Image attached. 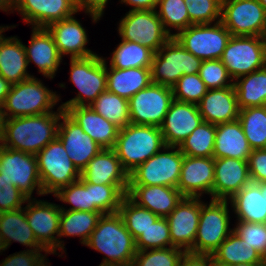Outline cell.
I'll use <instances>...</instances> for the list:
<instances>
[{
	"mask_svg": "<svg viewBox=\"0 0 266 266\" xmlns=\"http://www.w3.org/2000/svg\"><path fill=\"white\" fill-rule=\"evenodd\" d=\"M56 112L6 119L1 146L36 155L58 136L61 114Z\"/></svg>",
	"mask_w": 266,
	"mask_h": 266,
	"instance_id": "cell-1",
	"label": "cell"
},
{
	"mask_svg": "<svg viewBox=\"0 0 266 266\" xmlns=\"http://www.w3.org/2000/svg\"><path fill=\"white\" fill-rule=\"evenodd\" d=\"M84 245L107 256L102 266H131L137 253L135 239L118 213L102 215Z\"/></svg>",
	"mask_w": 266,
	"mask_h": 266,
	"instance_id": "cell-2",
	"label": "cell"
},
{
	"mask_svg": "<svg viewBox=\"0 0 266 266\" xmlns=\"http://www.w3.org/2000/svg\"><path fill=\"white\" fill-rule=\"evenodd\" d=\"M165 146L160 127L129 123L119 129L113 148L123 168L132 172Z\"/></svg>",
	"mask_w": 266,
	"mask_h": 266,
	"instance_id": "cell-3",
	"label": "cell"
},
{
	"mask_svg": "<svg viewBox=\"0 0 266 266\" xmlns=\"http://www.w3.org/2000/svg\"><path fill=\"white\" fill-rule=\"evenodd\" d=\"M61 98L36 77L13 84L3 103L6 119L54 112Z\"/></svg>",
	"mask_w": 266,
	"mask_h": 266,
	"instance_id": "cell-4",
	"label": "cell"
},
{
	"mask_svg": "<svg viewBox=\"0 0 266 266\" xmlns=\"http://www.w3.org/2000/svg\"><path fill=\"white\" fill-rule=\"evenodd\" d=\"M107 66L106 59L98 54L70 59V81L79 93L60 107L66 111L69 107L91 105L107 90Z\"/></svg>",
	"mask_w": 266,
	"mask_h": 266,
	"instance_id": "cell-5",
	"label": "cell"
},
{
	"mask_svg": "<svg viewBox=\"0 0 266 266\" xmlns=\"http://www.w3.org/2000/svg\"><path fill=\"white\" fill-rule=\"evenodd\" d=\"M201 64L200 58L171 37L153 55L150 68L152 83L172 88L183 75L199 73Z\"/></svg>",
	"mask_w": 266,
	"mask_h": 266,
	"instance_id": "cell-6",
	"label": "cell"
},
{
	"mask_svg": "<svg viewBox=\"0 0 266 266\" xmlns=\"http://www.w3.org/2000/svg\"><path fill=\"white\" fill-rule=\"evenodd\" d=\"M38 173L44 195L54 194L81 178L62 142L56 138L36 154Z\"/></svg>",
	"mask_w": 266,
	"mask_h": 266,
	"instance_id": "cell-7",
	"label": "cell"
},
{
	"mask_svg": "<svg viewBox=\"0 0 266 266\" xmlns=\"http://www.w3.org/2000/svg\"><path fill=\"white\" fill-rule=\"evenodd\" d=\"M228 200L211 199L209 204L201 201V211L194 245L189 251L196 254H210L233 232L229 228Z\"/></svg>",
	"mask_w": 266,
	"mask_h": 266,
	"instance_id": "cell-8",
	"label": "cell"
},
{
	"mask_svg": "<svg viewBox=\"0 0 266 266\" xmlns=\"http://www.w3.org/2000/svg\"><path fill=\"white\" fill-rule=\"evenodd\" d=\"M129 173V185L176 187L179 183L184 154L178 146H164ZM162 151V152H161Z\"/></svg>",
	"mask_w": 266,
	"mask_h": 266,
	"instance_id": "cell-9",
	"label": "cell"
},
{
	"mask_svg": "<svg viewBox=\"0 0 266 266\" xmlns=\"http://www.w3.org/2000/svg\"><path fill=\"white\" fill-rule=\"evenodd\" d=\"M220 60L234 81L264 68L266 62L263 37L231 36Z\"/></svg>",
	"mask_w": 266,
	"mask_h": 266,
	"instance_id": "cell-10",
	"label": "cell"
},
{
	"mask_svg": "<svg viewBox=\"0 0 266 266\" xmlns=\"http://www.w3.org/2000/svg\"><path fill=\"white\" fill-rule=\"evenodd\" d=\"M232 34L221 21L211 24H192L174 38L190 53L204 60L220 59Z\"/></svg>",
	"mask_w": 266,
	"mask_h": 266,
	"instance_id": "cell-11",
	"label": "cell"
},
{
	"mask_svg": "<svg viewBox=\"0 0 266 266\" xmlns=\"http://www.w3.org/2000/svg\"><path fill=\"white\" fill-rule=\"evenodd\" d=\"M118 32L122 40L139 42L154 53L171 38L156 10H129L120 20Z\"/></svg>",
	"mask_w": 266,
	"mask_h": 266,
	"instance_id": "cell-12",
	"label": "cell"
},
{
	"mask_svg": "<svg viewBox=\"0 0 266 266\" xmlns=\"http://www.w3.org/2000/svg\"><path fill=\"white\" fill-rule=\"evenodd\" d=\"M221 22L232 36L263 37L266 10L259 0H222Z\"/></svg>",
	"mask_w": 266,
	"mask_h": 266,
	"instance_id": "cell-13",
	"label": "cell"
},
{
	"mask_svg": "<svg viewBox=\"0 0 266 266\" xmlns=\"http://www.w3.org/2000/svg\"><path fill=\"white\" fill-rule=\"evenodd\" d=\"M0 175L17 187L28 199L36 189L44 195L36 155L0 145Z\"/></svg>",
	"mask_w": 266,
	"mask_h": 266,
	"instance_id": "cell-14",
	"label": "cell"
},
{
	"mask_svg": "<svg viewBox=\"0 0 266 266\" xmlns=\"http://www.w3.org/2000/svg\"><path fill=\"white\" fill-rule=\"evenodd\" d=\"M173 100L172 88L151 83L129 99L130 123L160 127Z\"/></svg>",
	"mask_w": 266,
	"mask_h": 266,
	"instance_id": "cell-15",
	"label": "cell"
},
{
	"mask_svg": "<svg viewBox=\"0 0 266 266\" xmlns=\"http://www.w3.org/2000/svg\"><path fill=\"white\" fill-rule=\"evenodd\" d=\"M26 203V218L37 242L49 254H56L62 211L60 205L35 198L27 199Z\"/></svg>",
	"mask_w": 266,
	"mask_h": 266,
	"instance_id": "cell-16",
	"label": "cell"
},
{
	"mask_svg": "<svg viewBox=\"0 0 266 266\" xmlns=\"http://www.w3.org/2000/svg\"><path fill=\"white\" fill-rule=\"evenodd\" d=\"M201 198L183 197L176 208L166 217L171 243L185 252L194 245L199 225Z\"/></svg>",
	"mask_w": 266,
	"mask_h": 266,
	"instance_id": "cell-17",
	"label": "cell"
},
{
	"mask_svg": "<svg viewBox=\"0 0 266 266\" xmlns=\"http://www.w3.org/2000/svg\"><path fill=\"white\" fill-rule=\"evenodd\" d=\"M12 10H17L32 28H47L78 12L75 0H14Z\"/></svg>",
	"mask_w": 266,
	"mask_h": 266,
	"instance_id": "cell-18",
	"label": "cell"
},
{
	"mask_svg": "<svg viewBox=\"0 0 266 266\" xmlns=\"http://www.w3.org/2000/svg\"><path fill=\"white\" fill-rule=\"evenodd\" d=\"M57 138L67 155L81 172L102 149L65 111L61 114Z\"/></svg>",
	"mask_w": 266,
	"mask_h": 266,
	"instance_id": "cell-19",
	"label": "cell"
},
{
	"mask_svg": "<svg viewBox=\"0 0 266 266\" xmlns=\"http://www.w3.org/2000/svg\"><path fill=\"white\" fill-rule=\"evenodd\" d=\"M203 122L198 105L173 100L160 126L166 146H179Z\"/></svg>",
	"mask_w": 266,
	"mask_h": 266,
	"instance_id": "cell-20",
	"label": "cell"
},
{
	"mask_svg": "<svg viewBox=\"0 0 266 266\" xmlns=\"http://www.w3.org/2000/svg\"><path fill=\"white\" fill-rule=\"evenodd\" d=\"M214 157L184 155L177 189L184 197H202L203 193L213 199Z\"/></svg>",
	"mask_w": 266,
	"mask_h": 266,
	"instance_id": "cell-21",
	"label": "cell"
},
{
	"mask_svg": "<svg viewBox=\"0 0 266 266\" xmlns=\"http://www.w3.org/2000/svg\"><path fill=\"white\" fill-rule=\"evenodd\" d=\"M250 182L248 160L214 158L213 199L230 200Z\"/></svg>",
	"mask_w": 266,
	"mask_h": 266,
	"instance_id": "cell-22",
	"label": "cell"
},
{
	"mask_svg": "<svg viewBox=\"0 0 266 266\" xmlns=\"http://www.w3.org/2000/svg\"><path fill=\"white\" fill-rule=\"evenodd\" d=\"M47 30L53 36L61 57L70 54V59H75L96 54L86 47L88 43L86 30L75 15L50 24Z\"/></svg>",
	"mask_w": 266,
	"mask_h": 266,
	"instance_id": "cell-23",
	"label": "cell"
},
{
	"mask_svg": "<svg viewBox=\"0 0 266 266\" xmlns=\"http://www.w3.org/2000/svg\"><path fill=\"white\" fill-rule=\"evenodd\" d=\"M127 196L138 206L166 218L183 199L176 187L129 185Z\"/></svg>",
	"mask_w": 266,
	"mask_h": 266,
	"instance_id": "cell-24",
	"label": "cell"
},
{
	"mask_svg": "<svg viewBox=\"0 0 266 266\" xmlns=\"http://www.w3.org/2000/svg\"><path fill=\"white\" fill-rule=\"evenodd\" d=\"M81 177L95 185H129V173L113 148L101 149L81 171Z\"/></svg>",
	"mask_w": 266,
	"mask_h": 266,
	"instance_id": "cell-25",
	"label": "cell"
},
{
	"mask_svg": "<svg viewBox=\"0 0 266 266\" xmlns=\"http://www.w3.org/2000/svg\"><path fill=\"white\" fill-rule=\"evenodd\" d=\"M198 108L204 122L217 125L237 120L240 109L234 85L207 90Z\"/></svg>",
	"mask_w": 266,
	"mask_h": 266,
	"instance_id": "cell-26",
	"label": "cell"
},
{
	"mask_svg": "<svg viewBox=\"0 0 266 266\" xmlns=\"http://www.w3.org/2000/svg\"><path fill=\"white\" fill-rule=\"evenodd\" d=\"M31 35L29 47L24 45L28 65L34 62L44 77L53 79L62 62L53 36L47 28L38 27H33Z\"/></svg>",
	"mask_w": 266,
	"mask_h": 266,
	"instance_id": "cell-27",
	"label": "cell"
},
{
	"mask_svg": "<svg viewBox=\"0 0 266 266\" xmlns=\"http://www.w3.org/2000/svg\"><path fill=\"white\" fill-rule=\"evenodd\" d=\"M15 27L2 26L0 28V76L12 85L33 77L27 73L29 65L24 44L16 36L6 38L2 34L9 28Z\"/></svg>",
	"mask_w": 266,
	"mask_h": 266,
	"instance_id": "cell-28",
	"label": "cell"
},
{
	"mask_svg": "<svg viewBox=\"0 0 266 266\" xmlns=\"http://www.w3.org/2000/svg\"><path fill=\"white\" fill-rule=\"evenodd\" d=\"M102 149L115 147L119 127L95 112L91 106L69 107L65 111Z\"/></svg>",
	"mask_w": 266,
	"mask_h": 266,
	"instance_id": "cell-29",
	"label": "cell"
},
{
	"mask_svg": "<svg viewBox=\"0 0 266 266\" xmlns=\"http://www.w3.org/2000/svg\"><path fill=\"white\" fill-rule=\"evenodd\" d=\"M229 202L237 220L266 223V182H250Z\"/></svg>",
	"mask_w": 266,
	"mask_h": 266,
	"instance_id": "cell-30",
	"label": "cell"
},
{
	"mask_svg": "<svg viewBox=\"0 0 266 266\" xmlns=\"http://www.w3.org/2000/svg\"><path fill=\"white\" fill-rule=\"evenodd\" d=\"M251 151L252 149L238 119L216 125L214 158L227 157L248 160Z\"/></svg>",
	"mask_w": 266,
	"mask_h": 266,
	"instance_id": "cell-31",
	"label": "cell"
},
{
	"mask_svg": "<svg viewBox=\"0 0 266 266\" xmlns=\"http://www.w3.org/2000/svg\"><path fill=\"white\" fill-rule=\"evenodd\" d=\"M0 235L6 247L13 242L29 246L31 250H45L36 240L26 218V206L13 211L0 213Z\"/></svg>",
	"mask_w": 266,
	"mask_h": 266,
	"instance_id": "cell-32",
	"label": "cell"
},
{
	"mask_svg": "<svg viewBox=\"0 0 266 266\" xmlns=\"http://www.w3.org/2000/svg\"><path fill=\"white\" fill-rule=\"evenodd\" d=\"M152 83L150 68L107 67V91L129 100Z\"/></svg>",
	"mask_w": 266,
	"mask_h": 266,
	"instance_id": "cell-33",
	"label": "cell"
},
{
	"mask_svg": "<svg viewBox=\"0 0 266 266\" xmlns=\"http://www.w3.org/2000/svg\"><path fill=\"white\" fill-rule=\"evenodd\" d=\"M102 215V212L62 210L58 234V250L62 251L61 254L65 252L64 241L60 240L62 236H78L84 245Z\"/></svg>",
	"mask_w": 266,
	"mask_h": 266,
	"instance_id": "cell-34",
	"label": "cell"
},
{
	"mask_svg": "<svg viewBox=\"0 0 266 266\" xmlns=\"http://www.w3.org/2000/svg\"><path fill=\"white\" fill-rule=\"evenodd\" d=\"M211 256L218 263L228 266L238 263L260 264L265 260L255 248L242 240L234 231Z\"/></svg>",
	"mask_w": 266,
	"mask_h": 266,
	"instance_id": "cell-35",
	"label": "cell"
},
{
	"mask_svg": "<svg viewBox=\"0 0 266 266\" xmlns=\"http://www.w3.org/2000/svg\"><path fill=\"white\" fill-rule=\"evenodd\" d=\"M239 109L266 105V66L234 81Z\"/></svg>",
	"mask_w": 266,
	"mask_h": 266,
	"instance_id": "cell-36",
	"label": "cell"
},
{
	"mask_svg": "<svg viewBox=\"0 0 266 266\" xmlns=\"http://www.w3.org/2000/svg\"><path fill=\"white\" fill-rule=\"evenodd\" d=\"M154 52L139 42L122 40L112 52L111 68H151Z\"/></svg>",
	"mask_w": 266,
	"mask_h": 266,
	"instance_id": "cell-37",
	"label": "cell"
},
{
	"mask_svg": "<svg viewBox=\"0 0 266 266\" xmlns=\"http://www.w3.org/2000/svg\"><path fill=\"white\" fill-rule=\"evenodd\" d=\"M238 120L251 149H266V105L240 109Z\"/></svg>",
	"mask_w": 266,
	"mask_h": 266,
	"instance_id": "cell-38",
	"label": "cell"
},
{
	"mask_svg": "<svg viewBox=\"0 0 266 266\" xmlns=\"http://www.w3.org/2000/svg\"><path fill=\"white\" fill-rule=\"evenodd\" d=\"M90 106L95 112L119 128L130 123L129 100L117 94L106 90Z\"/></svg>",
	"mask_w": 266,
	"mask_h": 266,
	"instance_id": "cell-39",
	"label": "cell"
},
{
	"mask_svg": "<svg viewBox=\"0 0 266 266\" xmlns=\"http://www.w3.org/2000/svg\"><path fill=\"white\" fill-rule=\"evenodd\" d=\"M215 134L216 125L203 121L178 148L186 156L213 157Z\"/></svg>",
	"mask_w": 266,
	"mask_h": 266,
	"instance_id": "cell-40",
	"label": "cell"
},
{
	"mask_svg": "<svg viewBox=\"0 0 266 266\" xmlns=\"http://www.w3.org/2000/svg\"><path fill=\"white\" fill-rule=\"evenodd\" d=\"M53 195L60 201L72 205L69 209L61 205V210L101 212L94 204H91V184L82 177L60 188Z\"/></svg>",
	"mask_w": 266,
	"mask_h": 266,
	"instance_id": "cell-41",
	"label": "cell"
},
{
	"mask_svg": "<svg viewBox=\"0 0 266 266\" xmlns=\"http://www.w3.org/2000/svg\"><path fill=\"white\" fill-rule=\"evenodd\" d=\"M118 214L135 240L159 218L150 210L138 206L127 195L121 202Z\"/></svg>",
	"mask_w": 266,
	"mask_h": 266,
	"instance_id": "cell-42",
	"label": "cell"
},
{
	"mask_svg": "<svg viewBox=\"0 0 266 266\" xmlns=\"http://www.w3.org/2000/svg\"><path fill=\"white\" fill-rule=\"evenodd\" d=\"M156 12L164 30L171 37L190 26V18L184 0H158ZM171 28L175 29L177 33H172Z\"/></svg>",
	"mask_w": 266,
	"mask_h": 266,
	"instance_id": "cell-43",
	"label": "cell"
},
{
	"mask_svg": "<svg viewBox=\"0 0 266 266\" xmlns=\"http://www.w3.org/2000/svg\"><path fill=\"white\" fill-rule=\"evenodd\" d=\"M128 186L91 184V204L103 214L118 213L121 202L127 195Z\"/></svg>",
	"mask_w": 266,
	"mask_h": 266,
	"instance_id": "cell-44",
	"label": "cell"
},
{
	"mask_svg": "<svg viewBox=\"0 0 266 266\" xmlns=\"http://www.w3.org/2000/svg\"><path fill=\"white\" fill-rule=\"evenodd\" d=\"M169 231L167 219L159 217L135 240L137 251L172 247Z\"/></svg>",
	"mask_w": 266,
	"mask_h": 266,
	"instance_id": "cell-45",
	"label": "cell"
},
{
	"mask_svg": "<svg viewBox=\"0 0 266 266\" xmlns=\"http://www.w3.org/2000/svg\"><path fill=\"white\" fill-rule=\"evenodd\" d=\"M185 251L178 247L137 251L131 266H179Z\"/></svg>",
	"mask_w": 266,
	"mask_h": 266,
	"instance_id": "cell-46",
	"label": "cell"
},
{
	"mask_svg": "<svg viewBox=\"0 0 266 266\" xmlns=\"http://www.w3.org/2000/svg\"><path fill=\"white\" fill-rule=\"evenodd\" d=\"M192 24H212L221 21L222 0H184Z\"/></svg>",
	"mask_w": 266,
	"mask_h": 266,
	"instance_id": "cell-47",
	"label": "cell"
},
{
	"mask_svg": "<svg viewBox=\"0 0 266 266\" xmlns=\"http://www.w3.org/2000/svg\"><path fill=\"white\" fill-rule=\"evenodd\" d=\"M207 90L198 73L183 75L172 87L174 100L196 105L199 104Z\"/></svg>",
	"mask_w": 266,
	"mask_h": 266,
	"instance_id": "cell-48",
	"label": "cell"
},
{
	"mask_svg": "<svg viewBox=\"0 0 266 266\" xmlns=\"http://www.w3.org/2000/svg\"><path fill=\"white\" fill-rule=\"evenodd\" d=\"M198 74L208 90L234 85V80L220 59L202 61Z\"/></svg>",
	"mask_w": 266,
	"mask_h": 266,
	"instance_id": "cell-49",
	"label": "cell"
},
{
	"mask_svg": "<svg viewBox=\"0 0 266 266\" xmlns=\"http://www.w3.org/2000/svg\"><path fill=\"white\" fill-rule=\"evenodd\" d=\"M236 224L233 231L266 259V223H250L238 220Z\"/></svg>",
	"mask_w": 266,
	"mask_h": 266,
	"instance_id": "cell-50",
	"label": "cell"
},
{
	"mask_svg": "<svg viewBox=\"0 0 266 266\" xmlns=\"http://www.w3.org/2000/svg\"><path fill=\"white\" fill-rule=\"evenodd\" d=\"M27 199L12 182L0 175V213L23 208Z\"/></svg>",
	"mask_w": 266,
	"mask_h": 266,
	"instance_id": "cell-51",
	"label": "cell"
},
{
	"mask_svg": "<svg viewBox=\"0 0 266 266\" xmlns=\"http://www.w3.org/2000/svg\"><path fill=\"white\" fill-rule=\"evenodd\" d=\"M248 167L251 182H266V149L252 150L248 158Z\"/></svg>",
	"mask_w": 266,
	"mask_h": 266,
	"instance_id": "cell-52",
	"label": "cell"
},
{
	"mask_svg": "<svg viewBox=\"0 0 266 266\" xmlns=\"http://www.w3.org/2000/svg\"><path fill=\"white\" fill-rule=\"evenodd\" d=\"M46 250H23L9 255L0 263V266H35Z\"/></svg>",
	"mask_w": 266,
	"mask_h": 266,
	"instance_id": "cell-53",
	"label": "cell"
},
{
	"mask_svg": "<svg viewBox=\"0 0 266 266\" xmlns=\"http://www.w3.org/2000/svg\"><path fill=\"white\" fill-rule=\"evenodd\" d=\"M108 0H75L78 12L85 10V13L92 17L93 23L100 20Z\"/></svg>",
	"mask_w": 266,
	"mask_h": 266,
	"instance_id": "cell-54",
	"label": "cell"
},
{
	"mask_svg": "<svg viewBox=\"0 0 266 266\" xmlns=\"http://www.w3.org/2000/svg\"><path fill=\"white\" fill-rule=\"evenodd\" d=\"M179 266H211L210 254H196L189 251L181 256Z\"/></svg>",
	"mask_w": 266,
	"mask_h": 266,
	"instance_id": "cell-55",
	"label": "cell"
},
{
	"mask_svg": "<svg viewBox=\"0 0 266 266\" xmlns=\"http://www.w3.org/2000/svg\"><path fill=\"white\" fill-rule=\"evenodd\" d=\"M120 3L130 5V10H156L158 0H121Z\"/></svg>",
	"mask_w": 266,
	"mask_h": 266,
	"instance_id": "cell-56",
	"label": "cell"
},
{
	"mask_svg": "<svg viewBox=\"0 0 266 266\" xmlns=\"http://www.w3.org/2000/svg\"><path fill=\"white\" fill-rule=\"evenodd\" d=\"M12 84L4 77L0 76V105H3L7 94L10 92Z\"/></svg>",
	"mask_w": 266,
	"mask_h": 266,
	"instance_id": "cell-57",
	"label": "cell"
},
{
	"mask_svg": "<svg viewBox=\"0 0 266 266\" xmlns=\"http://www.w3.org/2000/svg\"><path fill=\"white\" fill-rule=\"evenodd\" d=\"M5 121H6V117H5V114H4L3 106L0 105V145L2 143Z\"/></svg>",
	"mask_w": 266,
	"mask_h": 266,
	"instance_id": "cell-58",
	"label": "cell"
},
{
	"mask_svg": "<svg viewBox=\"0 0 266 266\" xmlns=\"http://www.w3.org/2000/svg\"><path fill=\"white\" fill-rule=\"evenodd\" d=\"M14 0H0V10L3 12H9L12 5H13Z\"/></svg>",
	"mask_w": 266,
	"mask_h": 266,
	"instance_id": "cell-59",
	"label": "cell"
},
{
	"mask_svg": "<svg viewBox=\"0 0 266 266\" xmlns=\"http://www.w3.org/2000/svg\"><path fill=\"white\" fill-rule=\"evenodd\" d=\"M49 252H46L45 256L43 255L39 261L37 262V264L35 266H50L48 265V261H47V258H46V255L48 254Z\"/></svg>",
	"mask_w": 266,
	"mask_h": 266,
	"instance_id": "cell-60",
	"label": "cell"
},
{
	"mask_svg": "<svg viewBox=\"0 0 266 266\" xmlns=\"http://www.w3.org/2000/svg\"><path fill=\"white\" fill-rule=\"evenodd\" d=\"M7 249V247H6V245H5V242H4V240H3V238H2V236L0 235V253L2 252V251H5ZM2 250V251H1Z\"/></svg>",
	"mask_w": 266,
	"mask_h": 266,
	"instance_id": "cell-61",
	"label": "cell"
},
{
	"mask_svg": "<svg viewBox=\"0 0 266 266\" xmlns=\"http://www.w3.org/2000/svg\"><path fill=\"white\" fill-rule=\"evenodd\" d=\"M211 266H228V265L218 263L217 261L213 260V258L211 256Z\"/></svg>",
	"mask_w": 266,
	"mask_h": 266,
	"instance_id": "cell-62",
	"label": "cell"
},
{
	"mask_svg": "<svg viewBox=\"0 0 266 266\" xmlns=\"http://www.w3.org/2000/svg\"><path fill=\"white\" fill-rule=\"evenodd\" d=\"M231 266H258V264L238 263Z\"/></svg>",
	"mask_w": 266,
	"mask_h": 266,
	"instance_id": "cell-63",
	"label": "cell"
},
{
	"mask_svg": "<svg viewBox=\"0 0 266 266\" xmlns=\"http://www.w3.org/2000/svg\"><path fill=\"white\" fill-rule=\"evenodd\" d=\"M263 39H264V45H265V62H266V32L263 35Z\"/></svg>",
	"mask_w": 266,
	"mask_h": 266,
	"instance_id": "cell-64",
	"label": "cell"
},
{
	"mask_svg": "<svg viewBox=\"0 0 266 266\" xmlns=\"http://www.w3.org/2000/svg\"><path fill=\"white\" fill-rule=\"evenodd\" d=\"M259 2L263 6V8L266 10V0H259Z\"/></svg>",
	"mask_w": 266,
	"mask_h": 266,
	"instance_id": "cell-65",
	"label": "cell"
},
{
	"mask_svg": "<svg viewBox=\"0 0 266 266\" xmlns=\"http://www.w3.org/2000/svg\"><path fill=\"white\" fill-rule=\"evenodd\" d=\"M258 266H266V259L262 263L258 264Z\"/></svg>",
	"mask_w": 266,
	"mask_h": 266,
	"instance_id": "cell-66",
	"label": "cell"
}]
</instances>
